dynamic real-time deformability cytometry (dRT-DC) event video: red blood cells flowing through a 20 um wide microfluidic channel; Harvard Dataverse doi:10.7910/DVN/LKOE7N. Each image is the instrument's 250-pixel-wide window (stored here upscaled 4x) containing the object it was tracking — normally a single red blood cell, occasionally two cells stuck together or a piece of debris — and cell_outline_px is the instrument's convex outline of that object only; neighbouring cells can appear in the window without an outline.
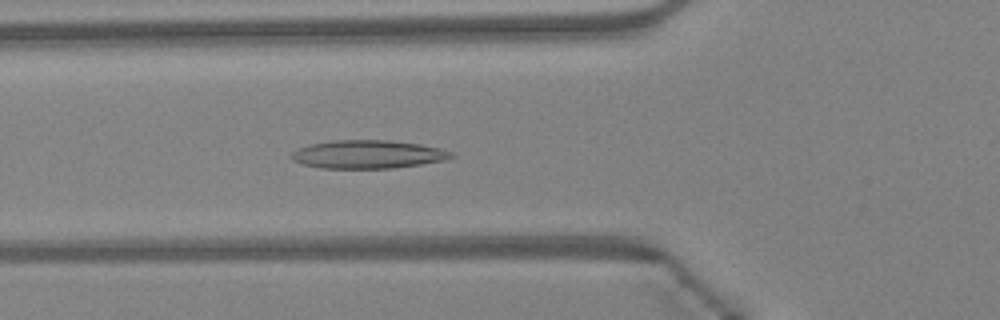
{"species": "Egyptian fruit bat (a non-hibernating species)", "species_latin": "Rousettus aegyptiacus", "temperature_condition": "warm", "stored_images_in_passage": 48, "camera_frame_rate_fps": 3000, "um_per_image_px": 0.085, "animal": {"sex": "female"}, "frame": {"image": 1, "passage_image": 17, "time_ms": 5.333, "image_size_px": [1000, 320], "cell_outline_px": [[456, 156], [444, 160], [420, 164], [392, 168], [320, 168], [304, 164], [292, 160], [288, 156], [292, 152], [300, 148], [312, 144], [332, 140], [388, 140], [420, 144], [440, 148], [452, 152]], "centroid_in_image_um": [31.27, 13.12], "position_along_channel_um": 94.5, "area_um2": 26.24}}
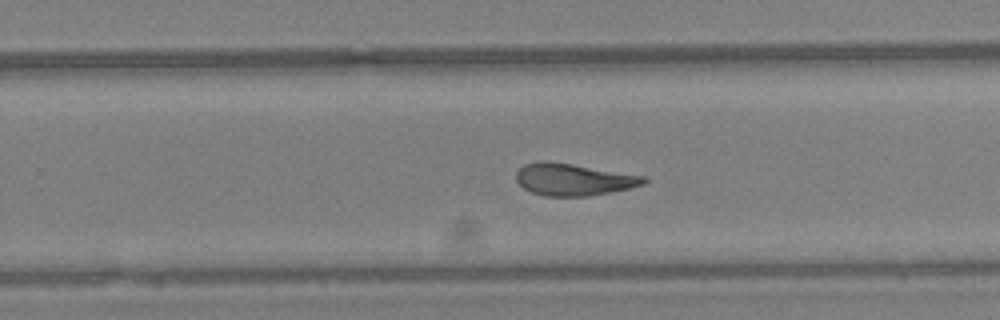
{"frame": {"image": 2, "passage_image": 30, "time_ms": 9.667, "image_size_px": [1000, 320], "cell_outline_px": [[648, 180], [644, 184], [628, 188], [588, 196], [544, 196], [532, 192], [524, 188], [516, 180], [516, 172], [524, 164], [540, 160], [544, 160], [572, 164], [648, 176]], "centroid_in_image_um": [48.75, 15.24], "position_along_channel_um": 281.1, "area_um2": 23.81}}
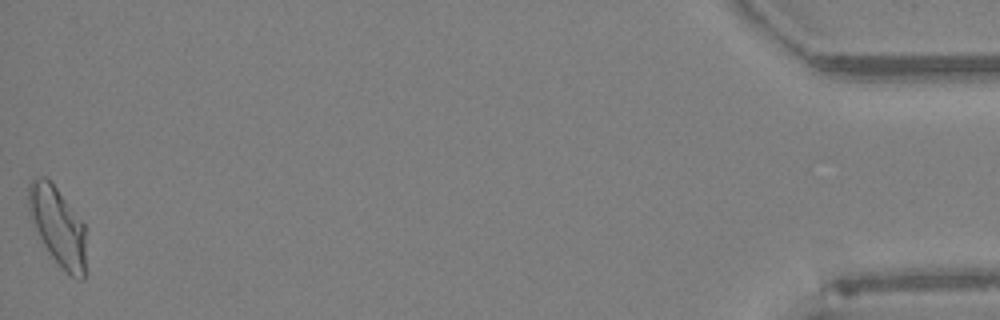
{"frame": {"image": 3, "passage_image": 47, "time_ms": 15.333, "image_size_px": [1000, 320], "cell_outline_px": [[84, 280], [80, 280], [72, 276], [48, 252], [36, 228], [28, 208], [28, 184], [36, 176], [44, 176], [56, 188], [84, 224]], "centroid_in_image_um": [4.89, 19.19], "position_along_channel_um": 430.3, "area_um2": 25.32}}